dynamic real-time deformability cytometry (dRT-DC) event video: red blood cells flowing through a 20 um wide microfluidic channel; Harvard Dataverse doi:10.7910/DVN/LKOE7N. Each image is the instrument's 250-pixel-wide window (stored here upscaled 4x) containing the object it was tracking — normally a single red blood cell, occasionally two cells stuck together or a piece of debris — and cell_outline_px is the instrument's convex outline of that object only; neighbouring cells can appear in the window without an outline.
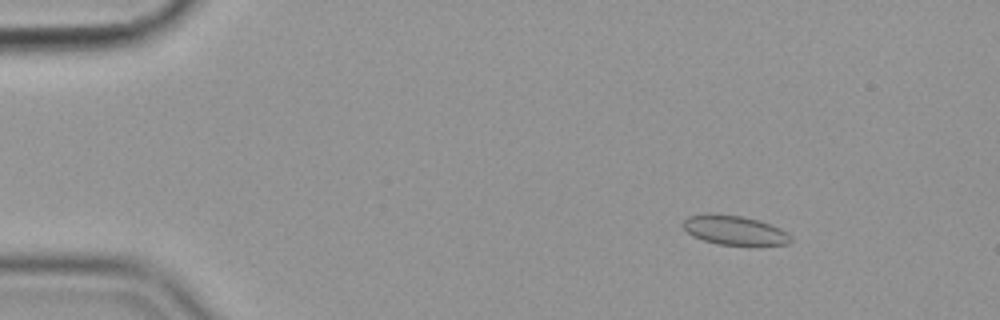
{"species": "common noctule bat (a hibernating species)", "species_latin": "Nyctalus noctula", "temperature_condition": "cold", "stored_images_in_passage": 53, "camera_frame_rate_fps": 3000, "um_per_image_px": 0.085, "animal": {"sex": "female", "body_mass_g": 19.9}, "frame": {"image": 1, "passage_image": 4, "time_ms": 1.0, "image_size_px": [1000, 320], "cell_outline_px": [[792, 240], [788, 244], [756, 248], [716, 244], [692, 236], [680, 224], [688, 216], [704, 212], [716, 212], [744, 216], [760, 220], [780, 228], [788, 232], [792, 236]], "centroid_in_image_um": [62.47, 19.59], "position_along_channel_um": 22.5, "area_um2": 19.77}}
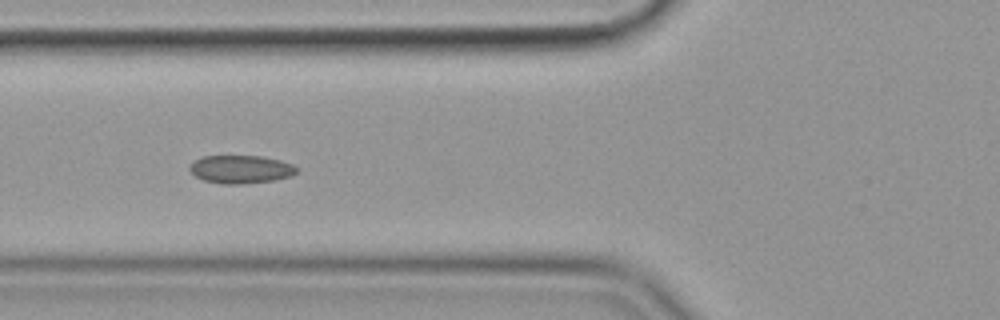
{"frame": {"image": 2, "passage_image": 18, "time_ms": 5.667, "image_size_px": [1000, 320], "cell_outline_px": [[300, 172], [292, 176], [276, 180], [244, 184], [220, 184], [204, 180], [196, 176], [188, 168], [196, 160], [204, 156], [264, 156], [280, 160], [292, 164], [300, 168]], "centroid_in_image_um": [20.56, 14.4], "position_along_channel_um": 105.2, "area_um2": 17.74}}
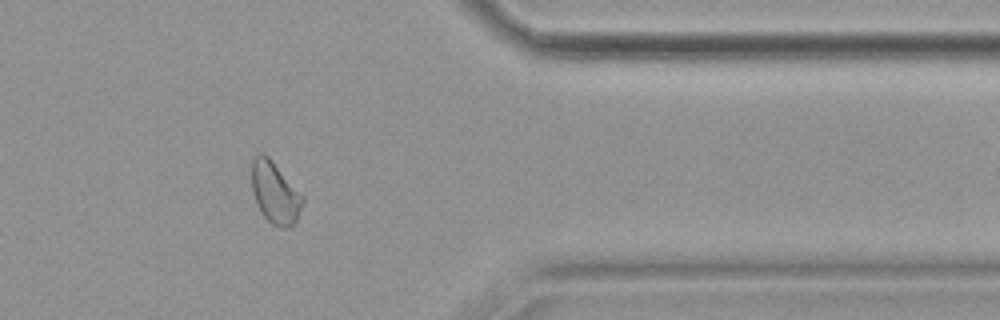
{"frame": {"image": 3, "passage_image": 43, "time_ms": 14.0, "image_size_px": [1000, 320], "cell_outline_px": [[304, 200], [296, 220], [288, 228], [280, 228], [272, 224], [260, 212], [256, 204], [252, 192], [252, 160], [260, 152], [264, 152], [272, 160], [304, 196]], "centroid_in_image_um": [23.36, 16.37], "position_along_channel_um": 388.0, "area_um2": 18.38}, "authors_computed_cell_mechanics": {"area_um2": 18.0914, "velocity_mm_per_s": 3.5729, "shape_relaxation_time_tau1_ms": null, "shape_relaxation_time_tau2_ms": 3.655, "deformation_change_tau1": null, "deformation_change_tau2": 0.0648}}